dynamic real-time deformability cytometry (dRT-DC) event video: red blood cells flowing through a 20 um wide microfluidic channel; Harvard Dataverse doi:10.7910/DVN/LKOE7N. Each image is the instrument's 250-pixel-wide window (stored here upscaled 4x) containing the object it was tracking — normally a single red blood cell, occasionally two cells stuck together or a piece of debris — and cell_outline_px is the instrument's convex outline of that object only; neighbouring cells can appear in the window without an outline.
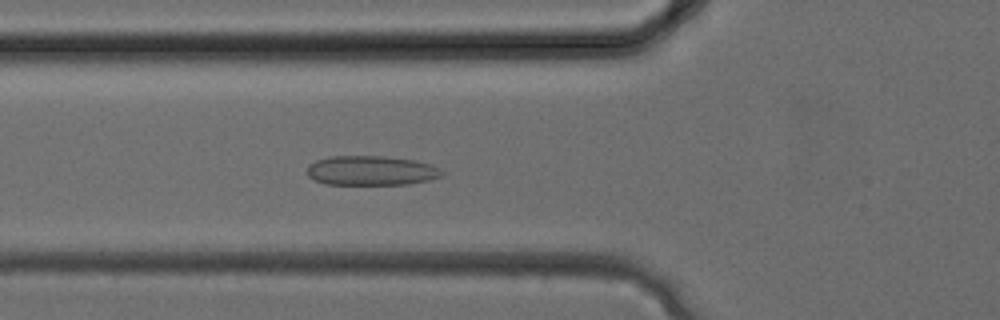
{"species": "common noctule bat (a hibernating species)", "species_latin": "Nyctalus noctula", "temperature_condition": "cold", "stored_images_in_passage": 32, "camera_frame_rate_fps": 3000, "um_per_image_px": 0.085, "animal": {"sex": "female", "body_mass_g": 24.6, "forearm_length_mm": 56.2}, "frame": {"image": 1, "passage_image": 11, "time_ms": 3.333, "image_size_px": [1000, 320], "cell_outline_px": [[444, 176], [428, 180], [408, 184], [324, 184], [308, 176], [308, 164], [316, 160], [332, 156], [380, 156], [416, 160], [432, 164], [440, 168], [444, 172]], "centroid_in_image_um": [31.59, 14.5], "position_along_channel_um": 94.2, "area_um2": 23.29}}
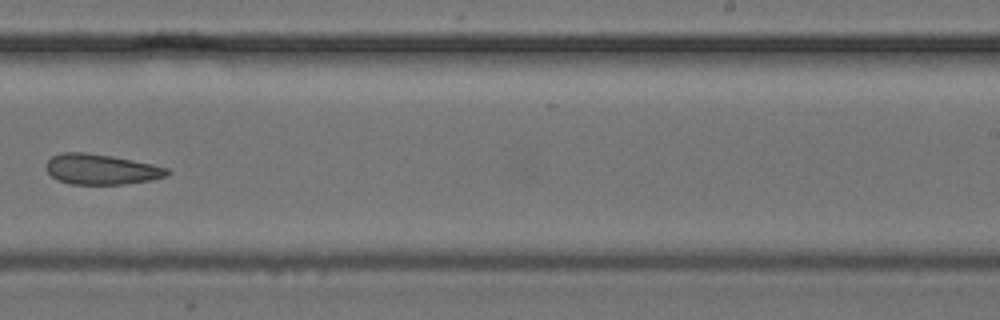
{"frame": {"image": 2, "passage_image": 20, "time_ms": 6.333, "image_size_px": [1000, 320], "cell_outline_px": [[172, 172], [168, 176], [152, 180], [124, 184], [72, 184], [60, 180], [52, 176], [44, 168], [44, 164], [52, 156], [60, 152], [84, 152], [112, 156], [152, 164], [168, 168]], "centroid_in_image_um": [8.61, 14.38], "position_along_channel_um": 280.4, "area_um2": 21.56}}
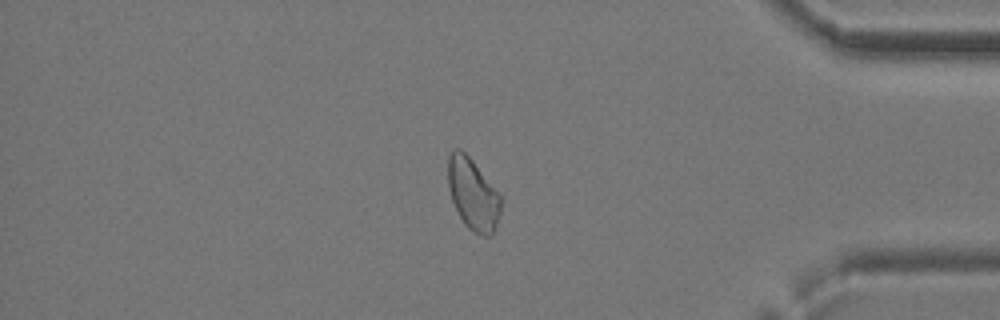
{"frame": {"image": 3, "passage_image": 27, "time_ms": 8.667, "image_size_px": [1000, 320], "cell_outline_px": [[504, 200], [496, 228], [488, 236], [484, 236], [472, 232], [464, 224], [452, 200], [448, 188], [448, 156], [456, 148], [460, 148], [472, 160]], "centroid_in_image_um": [40.21, 16.53], "position_along_channel_um": 395.0, "area_um2": 22.02}}